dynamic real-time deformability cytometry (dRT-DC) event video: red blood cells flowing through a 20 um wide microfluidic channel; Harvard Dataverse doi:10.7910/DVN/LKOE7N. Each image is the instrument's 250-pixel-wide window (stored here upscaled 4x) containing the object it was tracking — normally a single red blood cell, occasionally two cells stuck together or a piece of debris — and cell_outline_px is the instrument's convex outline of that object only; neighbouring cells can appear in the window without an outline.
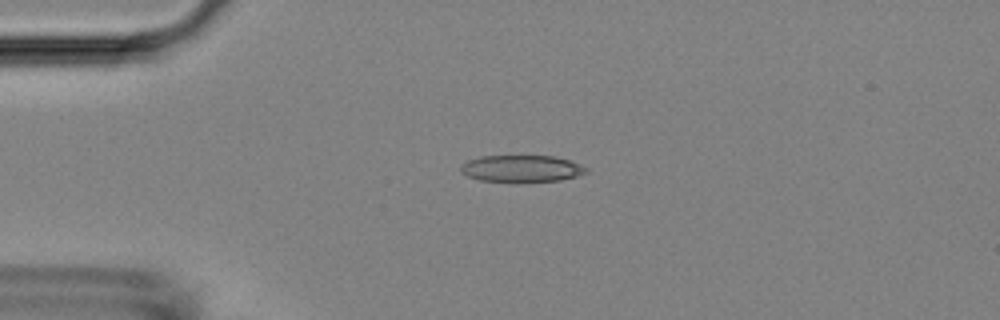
{"species": "Egyptian fruit bat (a non-hibernating species)", "species_latin": "Rousettus aegyptiacus", "temperature_condition": "room temperature", "stored_images_in_passage": 43, "camera_frame_rate_fps": 3000, "um_per_image_px": 0.085, "animal": {"sex": "female"}, "frame": {"image": 1, "passage_image": 3, "time_ms": 0.667, "image_size_px": [1000, 320], "cell_outline_px": [[588, 172], [576, 176], [560, 180], [512, 184], [480, 180], [468, 176], [460, 172], [460, 164], [468, 160], [480, 156], [552, 156], [568, 160], [580, 164], [588, 168]], "centroid_in_image_um": [44.29, 14.36], "position_along_channel_um": 40.7, "area_um2": 20.23}}
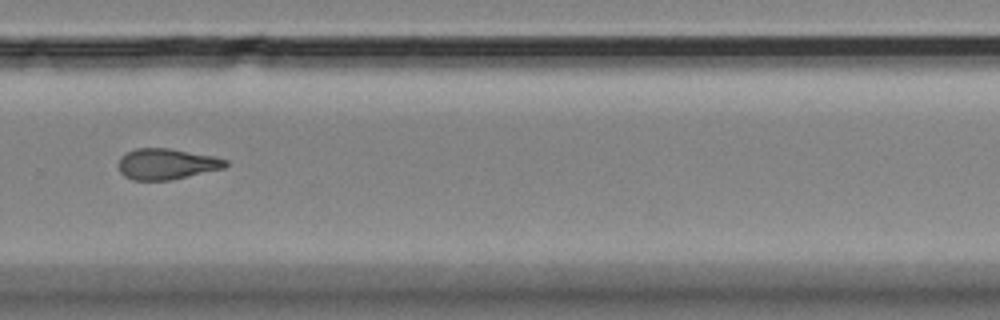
{"frame": {"image": 2, "passage_image": 27, "time_ms": 8.667, "image_size_px": [1000, 320], "cell_outline_px": [[228, 164], [224, 168], [172, 180], [132, 180], [124, 176], [120, 172], [116, 164], [120, 156], [124, 152], [136, 148], [168, 148], [216, 156], [228, 160]], "centroid_in_image_um": [14.12, 13.93], "position_along_channel_um": 315.7, "area_um2": 19.65}}
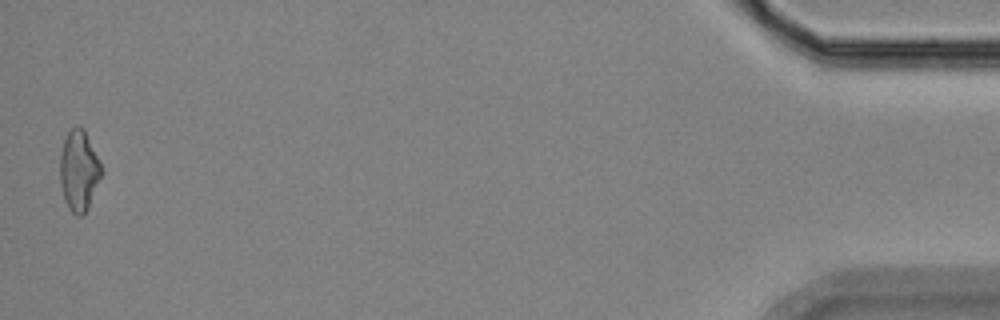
{"frame": {"image": 3, "passage_image": 43, "time_ms": 14.0, "image_size_px": [1000, 320], "cell_outline_px": [[100, 176], [88, 208], [80, 216], [76, 216], [68, 208], [64, 200], [60, 184], [60, 152], [64, 136], [76, 124], [84, 128], [100, 160]], "centroid_in_image_um": [6.67, 14.46], "position_along_channel_um": 428.5, "area_um2": 19.48}, "authors_computed_cell_mechanics": {"area_um2": 19.4786, "velocity_mm_per_s": 3.7552, "shape_relaxation_time_tau1_ms": null, "shape_relaxation_time_tau2_ms": 4.5593, "deformation_change_tau1": null, "deformation_change_tau2": 0.1347}}